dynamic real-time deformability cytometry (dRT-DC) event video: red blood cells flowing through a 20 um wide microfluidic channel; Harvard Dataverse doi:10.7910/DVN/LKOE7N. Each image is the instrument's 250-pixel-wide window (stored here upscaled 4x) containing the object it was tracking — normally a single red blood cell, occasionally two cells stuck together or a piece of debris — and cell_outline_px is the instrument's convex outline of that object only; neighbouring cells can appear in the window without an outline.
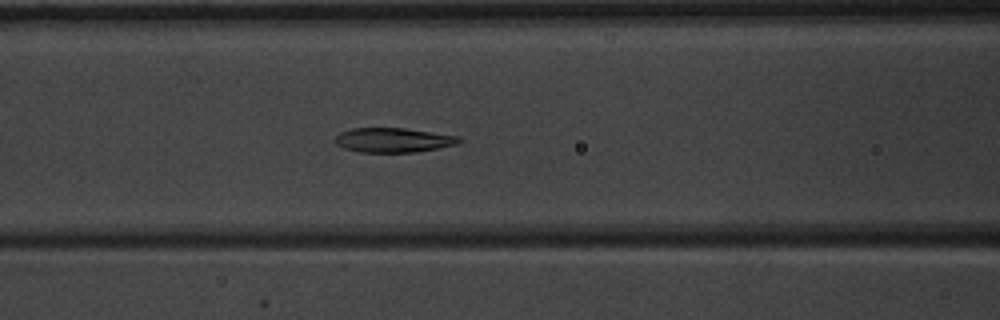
{"species": "common noctule bat (a hibernating species)", "species_latin": "Nyctalus noctula", "temperature_condition": "warm", "stored_images_in_passage": 37, "camera_frame_rate_fps": 3000, "um_per_image_px": 0.085, "animal": {"sex": "male", "body_mass_g": 20.1, "forearm_length_mm": 53.5}, "frame": {"image": 1, "passage_image": 8, "time_ms": 2.333, "image_size_px": [1000, 320], "cell_outline_px": [[460, 140], [456, 144], [416, 152], [360, 152], [344, 148], [336, 144], [332, 140], [340, 132], [352, 128], [404, 128], [460, 136]], "centroid_in_image_um": [33.37, 11.9], "position_along_channel_um": 133.2, "area_um2": 17.63}}
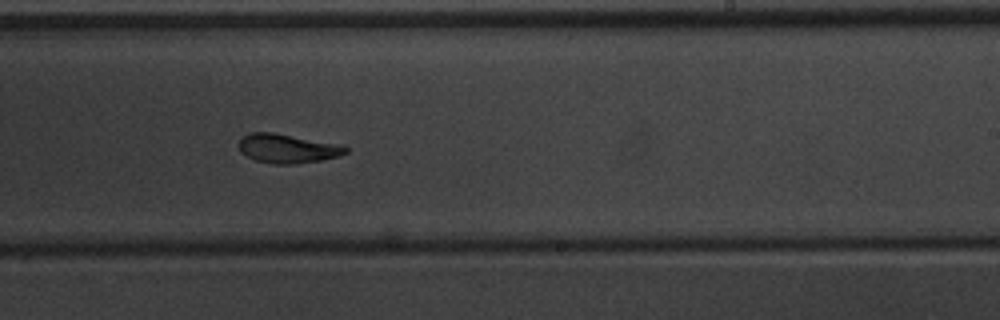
{"frame": {"image": 2, "passage_image": 18, "time_ms": 5.667, "image_size_px": [1000, 320], "cell_outline_px": [[348, 152], [340, 156], [320, 160], [296, 164], [272, 164], [256, 160], [240, 152], [240, 136], [252, 132], [272, 132], [344, 144], [348, 148]], "centroid_in_image_um": [24.48, 12.61], "position_along_channel_um": 264.5, "area_um2": 18.32}}
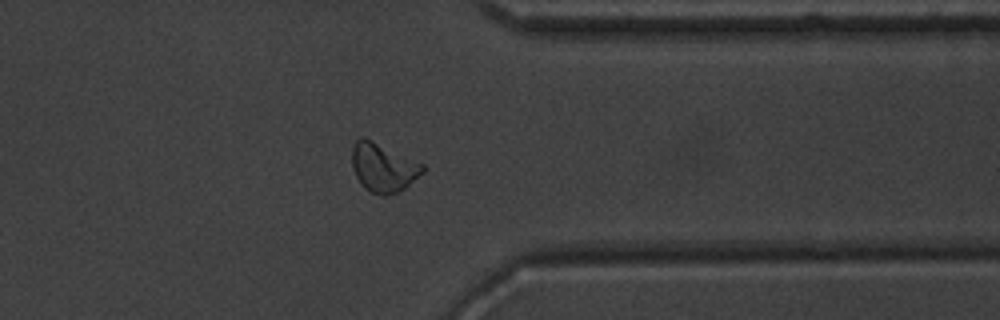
{"frame": {"image": 3, "passage_image": 27, "time_ms": 8.667, "image_size_px": [1000, 320], "cell_outline_px": [[424, 172], [404, 188], [388, 196], [380, 196], [364, 188], [356, 176], [352, 168], [352, 148], [356, 140], [360, 136], [364, 136], [424, 164]], "centroid_in_image_um": [32.55, 14.23], "position_along_channel_um": 378.8, "area_um2": 20.11}, "authors_computed_cell_mechanics": {"area_um2": 18.3804, "velocity_mm_per_s": 3.9479, "shape_relaxation_time_tau1_ms": 4.1724, "shape_relaxation_time_tau2_ms": 3.6227, "deformation_change_tau1": 0.1395, "deformation_change_tau2": 0.0819}}